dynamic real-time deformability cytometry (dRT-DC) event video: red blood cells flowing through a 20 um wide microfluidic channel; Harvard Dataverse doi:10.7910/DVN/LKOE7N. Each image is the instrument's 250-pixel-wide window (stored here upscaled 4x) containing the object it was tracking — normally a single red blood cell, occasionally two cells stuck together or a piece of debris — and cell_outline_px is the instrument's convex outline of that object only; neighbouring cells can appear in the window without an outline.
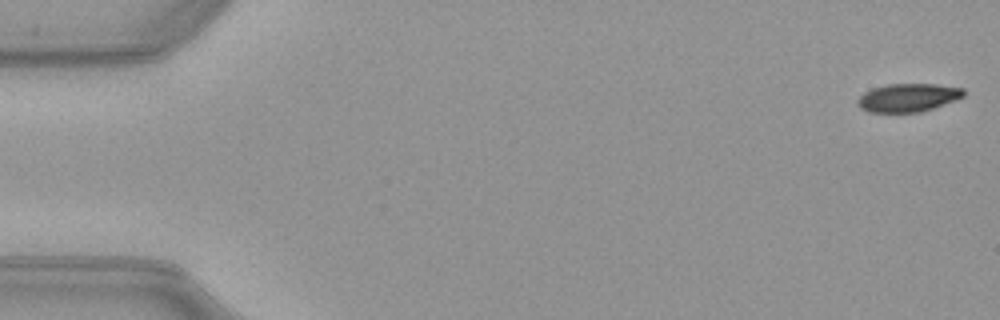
{"species": "common noctule bat (a hibernating species)", "species_latin": "Nyctalus noctula", "temperature_condition": "warm", "stored_images_in_passage": 52, "camera_frame_rate_fps": 3000, "um_per_image_px": 0.085, "animal": {"sex": "female", "body_mass_g": 21.9}, "frame": {"image": 1, "passage_image": 1, "time_ms": 0.0, "image_size_px": [1000, 320], "cell_outline_px": [[964, 96], [956, 100], [920, 112], [868, 112], [860, 108], [856, 104], [856, 100], [864, 92], [872, 88], [888, 84], [936, 84], [964, 88]], "centroid_in_image_um": [77.16, 8.29], "position_along_channel_um": 7.8, "area_um2": 17.51}}
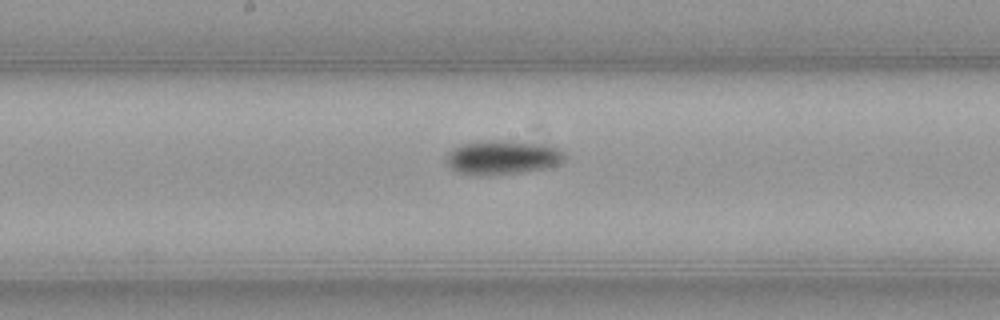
{"frame": {"image": 2, "passage_image": 27, "time_ms": 8.667, "image_size_px": [1000, 320], "cell_outline_px": [[564, 156], [560, 164], [544, 168], [520, 172], [480, 176], [456, 172], [444, 160], [448, 152], [452, 148], [460, 144], [480, 140], [504, 140], [556, 148], [564, 152]], "centroid_in_image_um": [42.59, 13.38], "position_along_channel_um": 205.6, "area_um2": 23.29}}
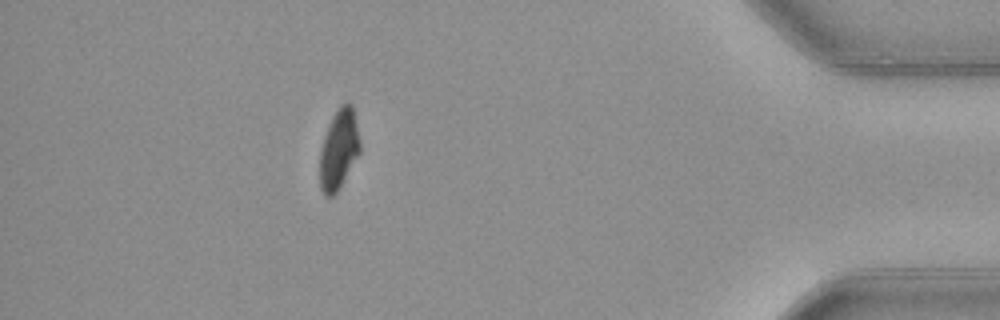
{"frame": {"image": 3, "passage_image": 46, "time_ms": 15.0, "image_size_px": [1000, 320], "cell_outline_px": [[360, 152], [340, 188], [332, 196], [324, 196], [320, 188], [320, 152], [324, 136], [332, 116], [348, 100], [352, 104], [360, 140]], "centroid_in_image_um": [28.8, 12.72], "position_along_channel_um": 406.4, "area_um2": 18.61}, "authors_computed_cell_mechanics": {"area_um2": 20.0566, "velocity_mm_per_s": 3.9971, "shape_relaxation_time_tau1_ms": 3.9398, "shape_relaxation_time_tau2_ms": null, "deformation_change_tau1": 0.1287, "deformation_change_tau2": null}}